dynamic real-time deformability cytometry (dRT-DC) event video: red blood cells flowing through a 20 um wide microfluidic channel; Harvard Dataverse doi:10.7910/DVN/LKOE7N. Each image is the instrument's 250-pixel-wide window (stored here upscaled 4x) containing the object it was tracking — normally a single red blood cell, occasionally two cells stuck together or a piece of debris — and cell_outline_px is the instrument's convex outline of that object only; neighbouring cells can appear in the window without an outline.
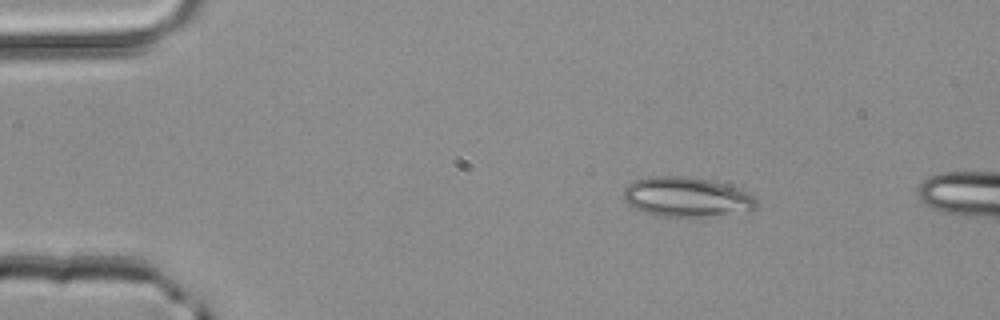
{"species": "common noctule bat (a hibernating species)", "species_latin": "Nyctalus noctula", "temperature_condition": "room temperature", "stored_images_in_passage": 3, "camera_frame_rate_fps": 3000, "um_per_image_px": 0.085, "animal": {"sex": "male", "body_mass_g": 20.4}, "frame": {"image": 1, "passage_image": 1, "time_ms": 0.0, "image_size_px": [1000, 320], "cell_outline_px": [[756, 208], [752, 212], [708, 216], [660, 216], [632, 208], [624, 200], [624, 188], [628, 184], [636, 180], [648, 176], [688, 176], [708, 180], [724, 184], [748, 192], [756, 200]], "centroid_in_image_um": [58.36, 16.75], "position_along_channel_um": 26.6, "area_um2": 30.81}}